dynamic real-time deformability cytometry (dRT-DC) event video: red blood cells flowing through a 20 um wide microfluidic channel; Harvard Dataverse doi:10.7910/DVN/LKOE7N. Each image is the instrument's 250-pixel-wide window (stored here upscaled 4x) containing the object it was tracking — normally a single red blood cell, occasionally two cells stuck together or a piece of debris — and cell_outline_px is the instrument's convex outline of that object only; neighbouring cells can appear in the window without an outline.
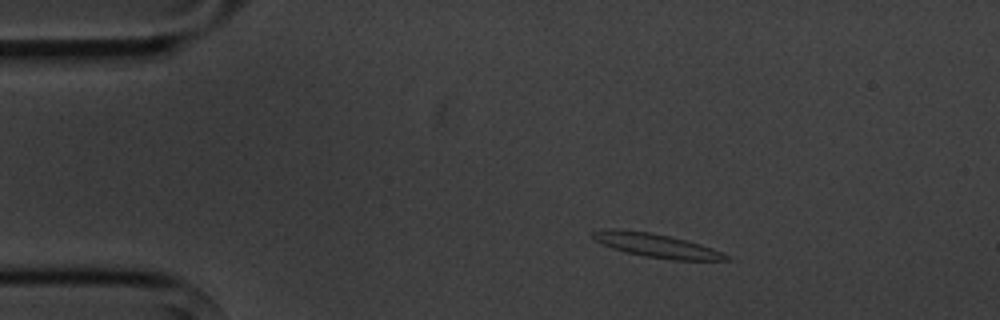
{"species": "common noctule bat (a hibernating species)", "species_latin": "Nyctalus noctula", "temperature_condition": "cold", "stored_images_in_passage": 5, "camera_frame_rate_fps": 3000, "um_per_image_px": 0.085, "animal": {"sex": "male", "body_mass_g": 20.1, "forearm_length_mm": 53.5}, "frame": {"image": 1, "passage_image": 2, "time_ms": 1.0, "image_size_px": [1000, 320], "cell_outline_px": [[732, 260], [672, 260], [644, 256], [624, 252], [612, 248], [596, 240], [588, 232], [608, 228], [612, 228], [648, 232], [688, 240], [712, 248], [728, 256]], "centroid_in_image_um": [55.76, 20.86], "position_along_channel_um": 29.2, "area_um2": 18.38}}
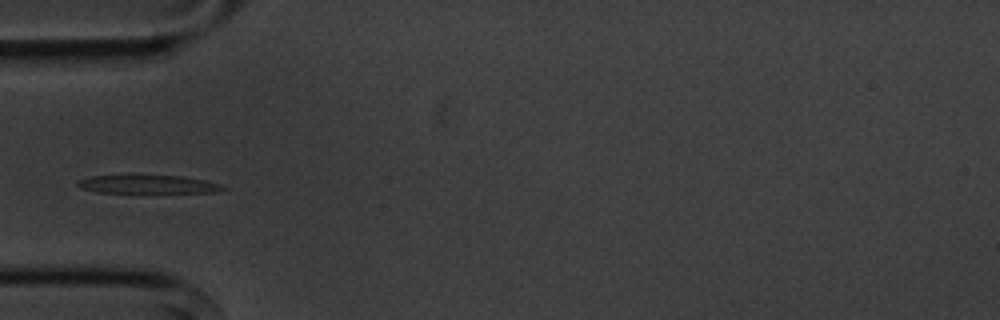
{"frame": {"image": 2, "passage_image": 4, "time_ms": 3.667, "image_size_px": [1000, 320], "cell_outline_px": [[228, 188], [216, 192], [96, 192], [80, 188], [76, 184], [76, 180], [92, 176], [132, 172], [136, 172], [180, 176], [208, 180], [220, 184]], "centroid_in_image_um": [12.49, 15.6], "position_along_channel_um": 72.5, "area_um2": 16.59}}
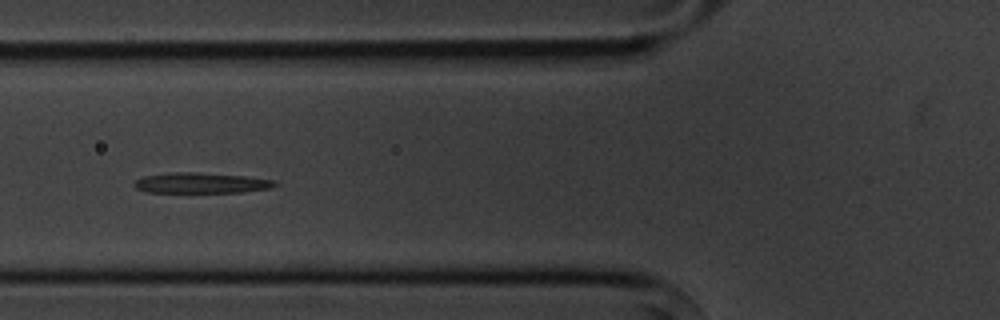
{"frame": {"image": 3, "passage_image": 5, "time_ms": 4.667, "image_size_px": [1000, 320], "cell_outline_px": [[280, 184], [272, 188], [244, 192], [144, 192], [136, 188], [132, 184], [136, 180], [144, 176], [176, 172], [196, 172], [244, 176], [276, 180]], "centroid_in_image_um": [17.14, 15.55], "position_along_channel_um": 108.7, "area_um2": 16.88}}